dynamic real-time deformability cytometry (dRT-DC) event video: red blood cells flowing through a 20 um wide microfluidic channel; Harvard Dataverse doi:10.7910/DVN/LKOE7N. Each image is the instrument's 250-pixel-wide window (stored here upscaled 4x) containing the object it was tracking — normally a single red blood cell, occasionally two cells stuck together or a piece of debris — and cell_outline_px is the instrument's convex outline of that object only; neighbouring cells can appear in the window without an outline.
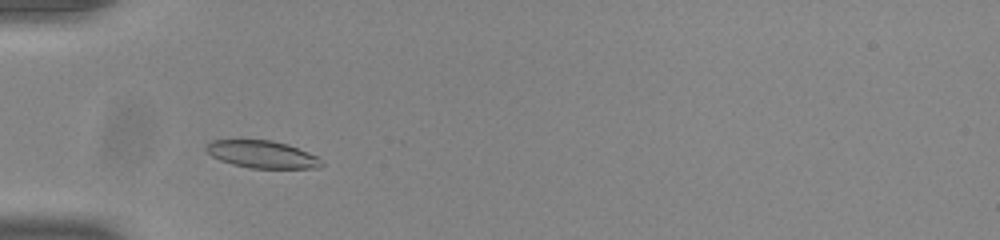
{"species": "common noctule bat (a hibernating species)", "species_latin": "Nyctalus noctula", "temperature_condition": "room temperature", "stored_images_in_passage": 39, "camera_frame_rate_fps": 3000, "um_per_image_px": 0.085, "animal": {"sex": "male", "body_mass_g": 20.0, "forearm_length_mm": 53.3}, "frame": {"image": 1, "passage_image": 3, "time_ms": 0.667, "image_size_px": [1000, 240], "cell_outline_px": [[324, 164], [320, 168], [252, 168], [232, 164], [220, 160], [212, 156], [204, 148], [212, 140], [272, 140], [288, 144], [308, 152], [316, 156]], "centroid_in_image_um": [22.29, 13.12], "position_along_channel_um": 62.7, "area_um2": 18.32}}
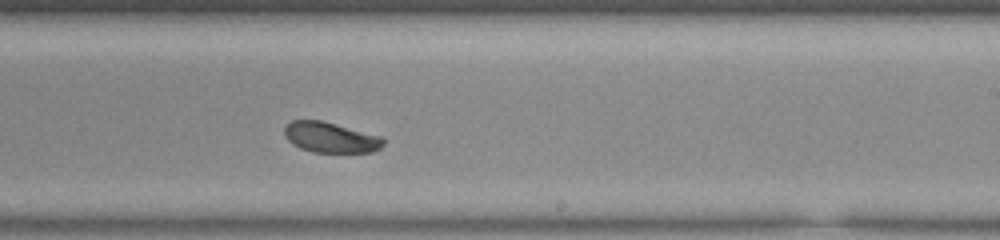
{"frame": {"image": 2, "passage_image": 19, "time_ms": 6.0, "image_size_px": [1000, 240], "cell_outline_px": [[384, 144], [380, 148], [372, 152], [312, 152], [300, 148], [292, 144], [284, 136], [284, 128], [292, 120], [320, 120], [384, 136]], "centroid_in_image_um": [28.11, 11.68], "position_along_channel_um": 260.9, "area_um2": 17.69}}
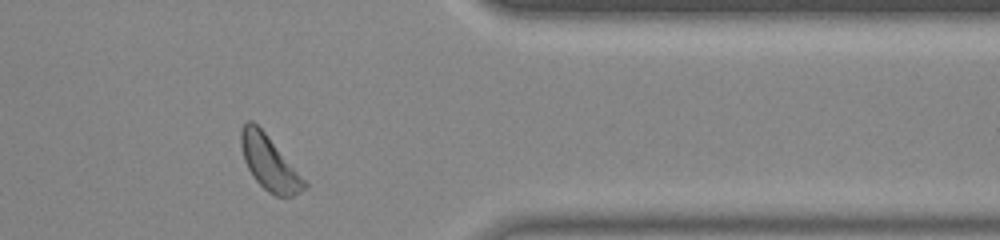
{"frame": {"image": 3, "passage_image": 30, "time_ms": 9.667, "image_size_px": [1000, 240], "cell_outline_px": [[308, 188], [292, 196], [276, 196], [268, 192], [252, 176], [244, 160], [240, 144], [240, 132], [244, 124], [248, 120], [252, 120], [264, 132], [308, 184]], "centroid_in_image_um": [22.87, 13.86], "position_along_channel_um": 388.5, "area_um2": 19.59}, "authors_computed_cell_mechanics": {"area_um2": 18.7272, "velocity_mm_per_s": 3.8092, "shape_relaxation_time_tau1_ms": 1.6713, "shape_relaxation_time_tau2_ms": null, "deformation_change_tau1": 0.1251, "deformation_change_tau2": null}}